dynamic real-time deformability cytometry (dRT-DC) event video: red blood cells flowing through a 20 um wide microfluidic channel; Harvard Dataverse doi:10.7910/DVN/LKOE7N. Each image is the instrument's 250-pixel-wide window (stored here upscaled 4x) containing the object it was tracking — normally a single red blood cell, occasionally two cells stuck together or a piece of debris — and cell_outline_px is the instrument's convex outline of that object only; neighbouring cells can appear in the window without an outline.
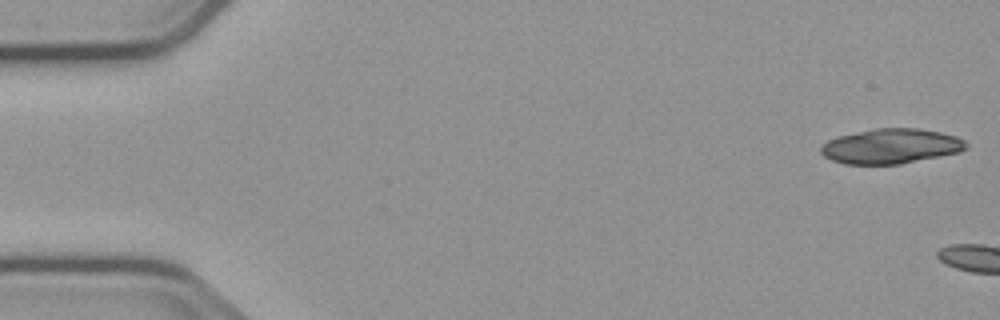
{"species": "common noctule bat (a hibernating species)", "species_latin": "Nyctalus noctula", "temperature_condition": "cold", "stored_images_in_passage": 4, "camera_frame_rate_fps": 3000, "um_per_image_px": 0.085, "animal": {"sex": "male", "body_mass_g": 23.1, "forearm_length_mm": 52.7}, "frame": {"image": 1, "passage_image": 1, "time_ms": 0.0, "image_size_px": [1000, 320], "cell_outline_px": [[968, 148], [960, 152], [900, 164], [844, 164], [832, 160], [824, 156], [820, 152], [820, 148], [828, 140], [840, 136], [872, 128], [920, 128], [940, 132], [956, 136], [964, 140], [968, 144]], "centroid_in_image_um": [75.75, 12.42], "position_along_channel_um": 9.2, "area_um2": 29.59}}